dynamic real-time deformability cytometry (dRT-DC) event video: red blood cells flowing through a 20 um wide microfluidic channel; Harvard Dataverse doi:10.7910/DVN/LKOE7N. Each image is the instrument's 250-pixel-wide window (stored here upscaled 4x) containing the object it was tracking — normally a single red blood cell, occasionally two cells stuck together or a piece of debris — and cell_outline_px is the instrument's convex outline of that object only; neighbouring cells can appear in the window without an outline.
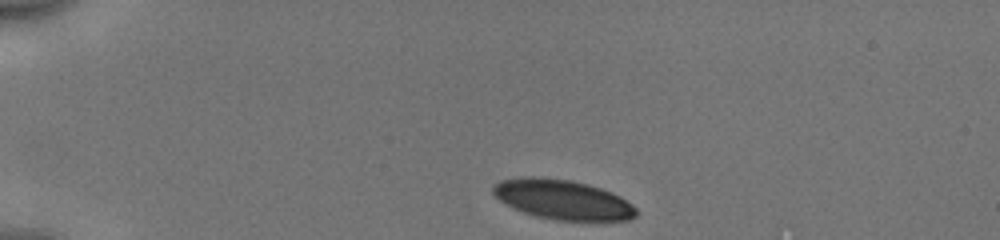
{"species": "human", "species_latin": "Homo sapiens", "temperature_condition": "cold", "stored_images_in_passage": 37, "camera_frame_rate_fps": 3000, "um_per_image_px": 0.085, "donor": {"sex": "male"}, "frame": {"image": 1, "passage_image": 1, "time_ms": 0.0, "image_size_px": [1000, 240], "cell_outline_px": [[636, 216], [628, 220], [556, 220], [536, 216], [524, 212], [500, 200], [492, 192], [492, 188], [500, 180], [520, 176], [532, 176], [572, 180], [588, 184], [612, 192], [620, 196], [632, 204], [636, 208]], "centroid_in_image_um": [47.83, 16.95], "position_along_channel_um": 37.2, "area_um2": 32.95}}
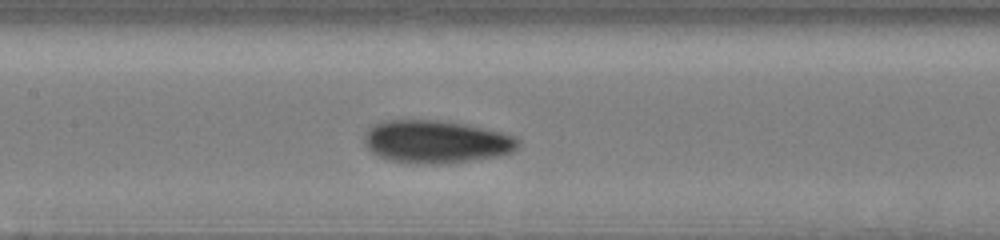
{"frame": {"image": 2, "passage_image": 16, "time_ms": 5.0, "image_size_px": [1000, 240], "cell_outline_px": [[520, 144], [512, 152], [496, 156], [440, 164], [412, 164], [388, 160], [372, 152], [364, 144], [364, 136], [368, 128], [372, 124], [384, 120], [440, 120], [468, 124], [516, 136], [520, 140]], "centroid_in_image_um": [37.04, 12.04], "position_along_channel_um": 170.4, "area_um2": 38.61}}
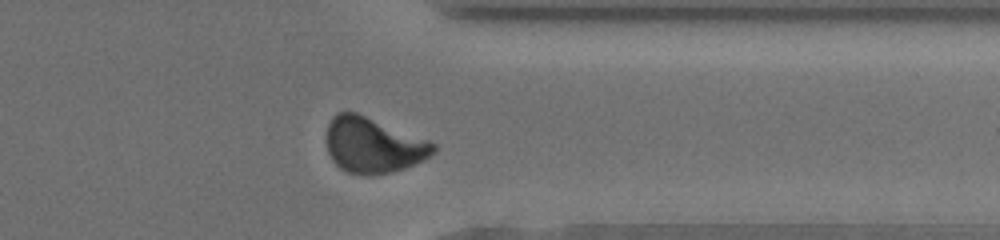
{"frame": {"image": 3, "passage_image": 32, "time_ms": 10.333, "image_size_px": [1000, 240], "cell_outline_px": [[436, 152], [404, 168], [392, 172], [348, 172], [340, 168], [332, 160], [328, 152], [328, 124], [332, 116], [336, 112], [356, 112], [428, 140], [436, 144]], "centroid_in_image_um": [31.71, 12.3], "position_along_channel_um": 379.7, "area_um2": 33.52}, "authors_computed_cell_mechanics": {"area_um2": 35.9516, "velocity_mm_per_s": 3.953, "shape_relaxation_time_tau1_ms": 3.0481, "shape_relaxation_time_tau2_ms": 1.7759, "deformation_change_tau1": 0.113, "deformation_change_tau2": 0.0631}}